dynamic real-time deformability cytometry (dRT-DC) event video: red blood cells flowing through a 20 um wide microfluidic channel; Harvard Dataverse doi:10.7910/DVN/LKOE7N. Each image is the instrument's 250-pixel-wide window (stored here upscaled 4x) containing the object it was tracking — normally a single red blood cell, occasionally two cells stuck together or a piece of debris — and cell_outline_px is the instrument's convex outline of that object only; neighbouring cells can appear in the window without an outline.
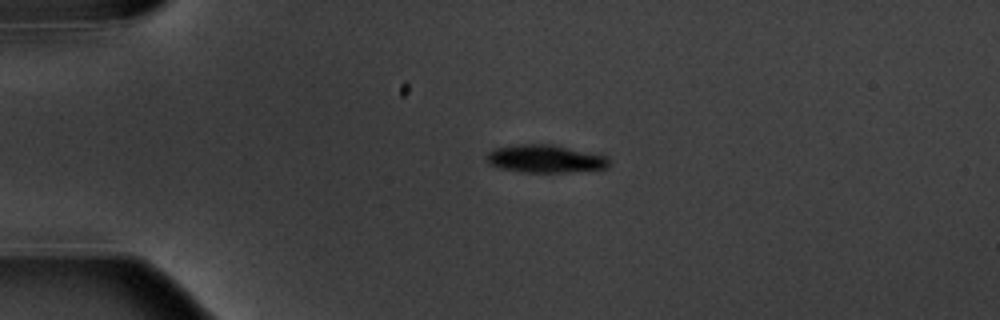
{"species": "common noctule bat (a hibernating species)", "species_latin": "Nyctalus noctula", "temperature_condition": "warm", "stored_images_in_passage": 4, "camera_frame_rate_fps": 3000, "um_per_image_px": 0.085, "animal": {"sex": "male", "body_mass_g": 20.1, "forearm_length_mm": 53.5}, "frame": {"image": 1, "passage_image": 3, "time_ms": 2.333, "image_size_px": [1000, 320], "cell_outline_px": [[608, 168], [568, 172], [524, 172], [500, 168], [492, 164], [484, 156], [488, 152], [496, 148], [512, 144], [556, 144], [608, 156]], "centroid_in_image_um": [46.36, 13.48], "position_along_channel_um": 38.6, "area_um2": 20.0}}
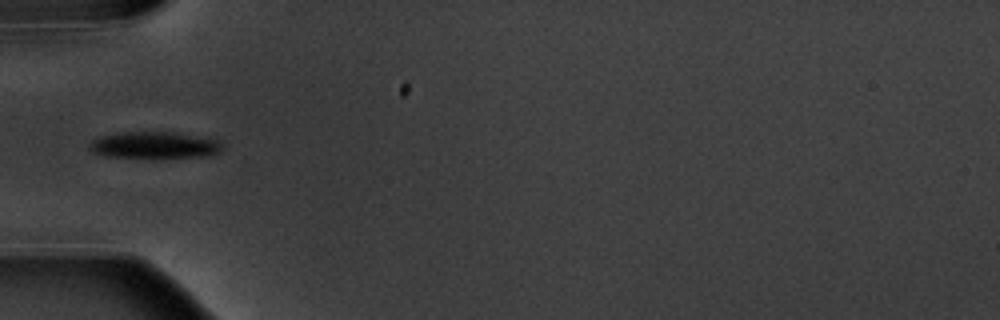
{"frame": {"image": 2, "passage_image": 4, "time_ms": 4.333, "image_size_px": [1000, 320], "cell_outline_px": [[224, 148], [220, 152], [208, 156], [152, 160], [108, 156], [92, 152], [88, 148], [88, 144], [92, 140], [100, 136], [124, 132], [172, 132], [208, 136], [220, 140]], "centroid_in_image_um": [13.2, 12.37], "position_along_channel_um": 71.8, "area_um2": 21.91}}